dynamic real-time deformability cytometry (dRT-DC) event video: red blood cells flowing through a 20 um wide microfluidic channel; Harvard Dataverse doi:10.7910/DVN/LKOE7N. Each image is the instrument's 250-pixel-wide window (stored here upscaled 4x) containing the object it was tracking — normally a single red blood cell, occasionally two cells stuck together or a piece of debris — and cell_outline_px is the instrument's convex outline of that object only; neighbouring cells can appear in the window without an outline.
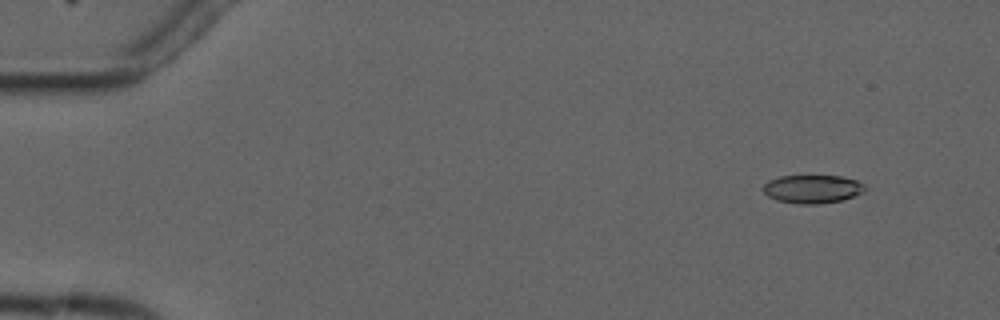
{"species": "common noctule bat (a hibernating species)", "species_latin": "Nyctalus noctula", "temperature_condition": "cold", "stored_images_in_passage": 8, "camera_frame_rate_fps": 3000, "um_per_image_px": 0.085, "animal": {"sex": "male", "forearm_length_mm": 52.5}, "frame": {"image": 1, "passage_image": 1, "time_ms": 0.0, "image_size_px": [1000, 320], "cell_outline_px": [[864, 192], [844, 200], [820, 204], [796, 204], [776, 200], [768, 196], [760, 188], [768, 180], [780, 176], [840, 176], [856, 180], [864, 184]], "centroid_in_image_um": [69.03, 16.07], "position_along_channel_um": 16.0, "area_um2": 16.99}}
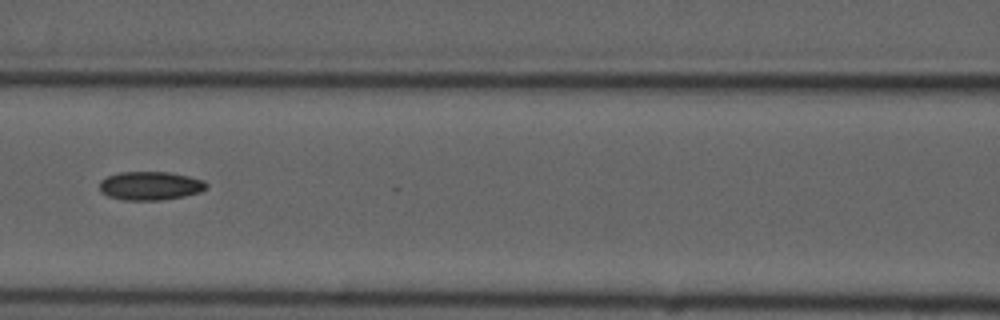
{"frame": {"image": 2, "passage_image": 6, "time_ms": 6.667, "image_size_px": [1000, 320], "cell_outline_px": [[208, 188], [200, 192], [184, 196], [160, 200], [124, 200], [108, 196], [100, 192], [100, 180], [108, 176], [120, 172], [168, 172], [188, 176], [204, 180], [208, 184]], "centroid_in_image_um": [12.78, 15.79], "position_along_channel_um": 153.8, "area_um2": 17.86}}
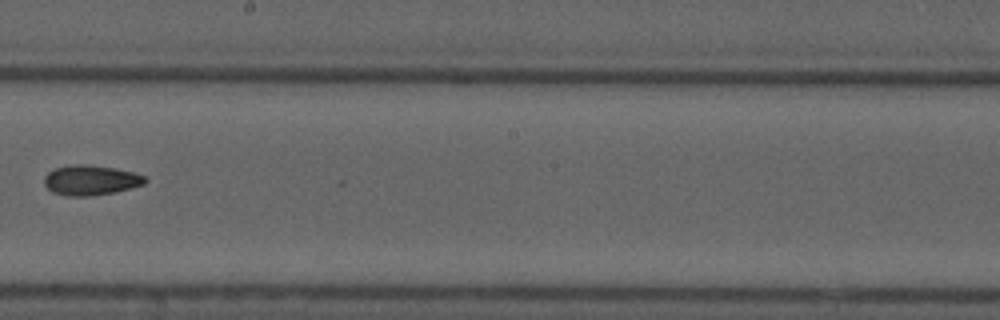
{"frame": {"image": 3, "passage_image": 8, "time_ms": 9.0, "image_size_px": [1000, 320], "cell_outline_px": [[148, 180], [144, 184], [116, 192], [92, 196], [68, 196], [52, 192], [44, 184], [44, 176], [48, 172], [56, 168], [72, 164], [88, 164], [112, 168], [132, 172], [144, 176]], "centroid_in_image_um": [7.69, 15.32], "position_along_channel_um": 240.5, "area_um2": 17.63}}